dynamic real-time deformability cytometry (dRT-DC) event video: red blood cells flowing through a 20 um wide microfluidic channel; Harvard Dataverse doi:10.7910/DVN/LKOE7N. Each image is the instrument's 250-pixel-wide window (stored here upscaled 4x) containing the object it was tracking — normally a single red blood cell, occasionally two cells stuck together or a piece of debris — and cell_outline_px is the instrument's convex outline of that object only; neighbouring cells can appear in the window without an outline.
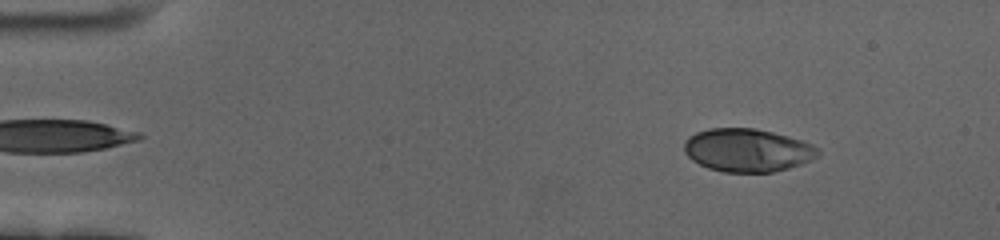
{"species": "human", "species_latin": "Homo sapiens", "temperature_condition": "cold", "stored_images_in_passage": 58, "camera_frame_rate_fps": 3000, "um_per_image_px": 0.085, "donor": {"sex": "female"}, "frame": {"image": 1, "passage_image": 7, "time_ms": 2.0, "image_size_px": [1000, 240], "cell_outline_px": [[820, 152], [812, 160], [788, 168], [772, 172], [724, 172], [708, 168], [692, 160], [684, 152], [684, 140], [688, 136], [696, 132], [708, 128], [752, 128], [772, 132], [788, 136], [812, 144]], "centroid_in_image_um": [63.49, 12.76], "position_along_channel_um": 21.5, "area_um2": 33.58}}
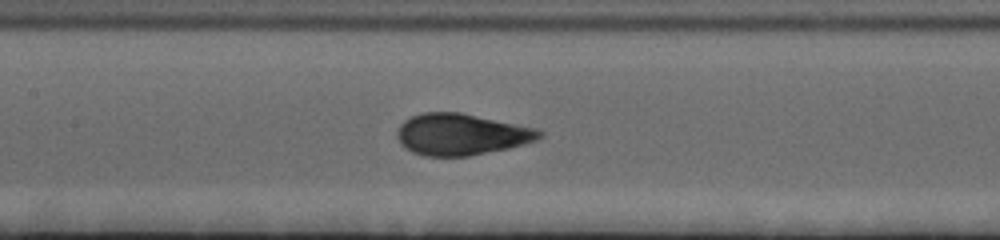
{"frame": {"image": 2, "passage_image": 28, "time_ms": 9.0, "image_size_px": [1000, 240], "cell_outline_px": [[544, 136], [536, 140], [508, 148], [468, 156], [424, 156], [412, 152], [400, 144], [396, 136], [396, 132], [400, 124], [404, 120], [412, 116], [424, 112], [460, 112], [536, 128], [544, 132]], "centroid_in_image_um": [39.18, 11.42], "position_along_channel_um": 168.2, "area_um2": 34.39}}
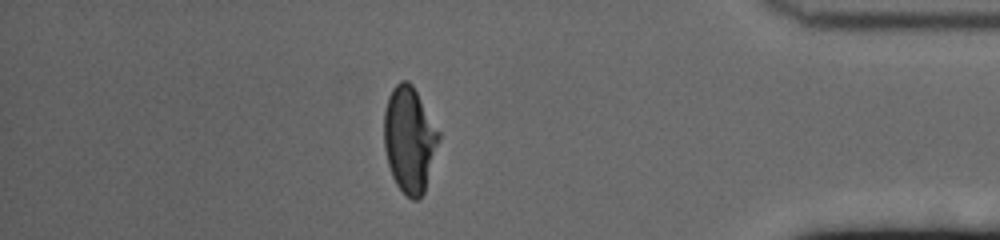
{"frame": {"image": 3, "passage_image": 51, "time_ms": 16.667, "image_size_px": [1000, 240], "cell_outline_px": [[440, 140], [424, 192], [416, 200], [412, 200], [396, 184], [392, 176], [388, 164], [384, 148], [384, 112], [388, 96], [392, 88], [400, 80], [408, 80], [412, 84], [440, 132]], "centroid_in_image_um": [34.8, 11.83], "position_along_channel_um": 400.4, "area_um2": 33.76}, "authors_computed_cell_mechanics": {"area_um2": 33.7552, "velocity_mm_per_s": 3.4483, "shape_relaxation_time_tau1_ms": 4.8779, "shape_relaxation_time_tau2_ms": null, "deformation_change_tau1": 0.2079, "deformation_change_tau2": null}}